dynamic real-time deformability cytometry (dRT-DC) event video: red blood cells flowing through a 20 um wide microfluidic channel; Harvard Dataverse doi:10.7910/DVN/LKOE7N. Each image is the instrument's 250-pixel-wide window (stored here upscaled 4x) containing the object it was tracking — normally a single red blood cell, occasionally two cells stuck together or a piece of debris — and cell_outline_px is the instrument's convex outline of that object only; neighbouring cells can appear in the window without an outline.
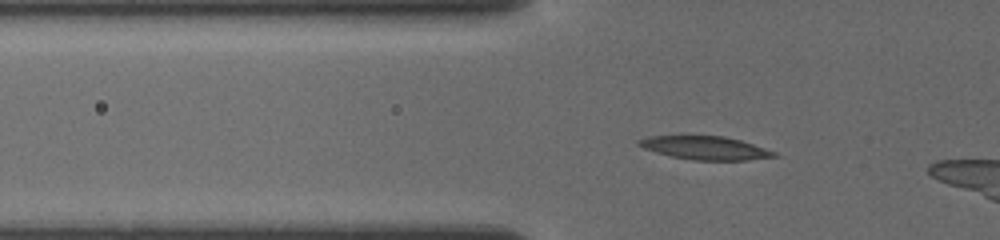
{"species": "common noctule bat (a hibernating species)", "species_latin": "Nyctalus noctula", "temperature_condition": "cold", "stored_images_in_passage": 50, "camera_frame_rate_fps": 3000, "um_per_image_px": 0.085, "animal": {"sex": "female", "body_mass_g": 19.5, "forearm_length_mm": 54.1}, "frame": {"image": 1, "passage_image": 11, "time_ms": 2.667, "image_size_px": [1000, 240], "cell_outline_px": [[780, 156], [744, 160], [696, 160], [672, 156], [656, 152], [644, 148], [636, 144], [636, 140], [652, 136], [724, 136], [740, 140], [776, 152]], "centroid_in_image_um": [59.94, 12.57], "position_along_channel_um": 65.9, "area_um2": 18.15}}
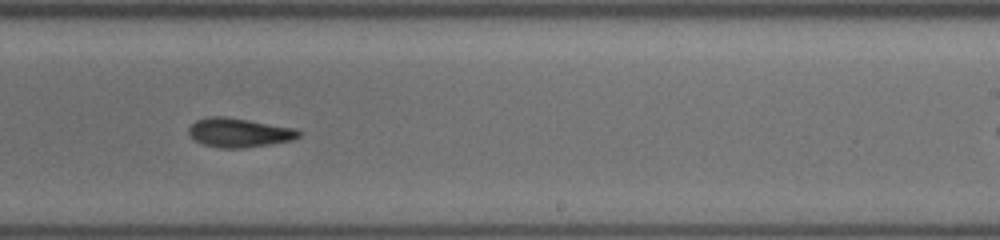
{"frame": {"image": 2, "passage_image": 33, "time_ms": 8.0, "image_size_px": [1000, 240], "cell_outline_px": [[300, 136], [292, 140], [272, 144], [244, 148], [220, 148], [204, 144], [196, 140], [188, 132], [188, 128], [196, 120], [208, 116], [224, 116], [296, 128], [300, 132]], "centroid_in_image_um": [20.33, 11.27], "position_along_channel_um": 268.7, "area_um2": 18.61}}
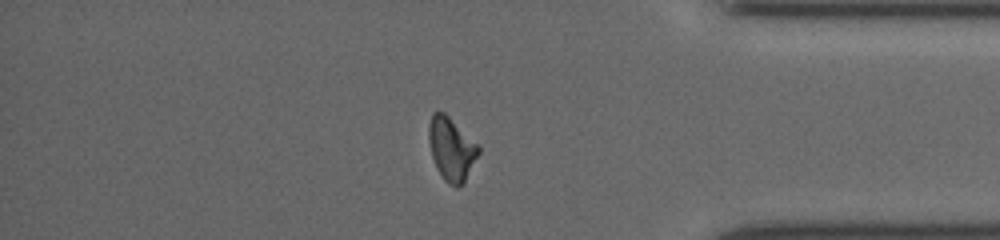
{"frame": {"image": 3, "passage_image": 49, "time_ms": 11.667, "image_size_px": [1000, 240], "cell_outline_px": [[480, 152], [464, 184], [456, 188], [448, 184], [444, 180], [436, 168], [432, 156], [428, 136], [428, 124], [432, 112], [444, 112], [480, 144]], "centroid_in_image_um": [38.39, 12.67], "position_along_channel_um": 396.8, "area_um2": 18.73}}